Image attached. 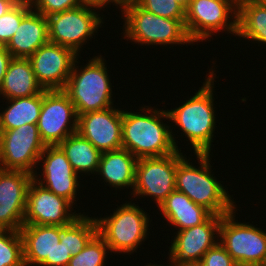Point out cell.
Returning <instances> with one entry per match:
<instances>
[{"mask_svg": "<svg viewBox=\"0 0 266 266\" xmlns=\"http://www.w3.org/2000/svg\"><path fill=\"white\" fill-rule=\"evenodd\" d=\"M58 146L65 153L74 171L80 176L84 173H97L101 152L78 132L66 137ZM83 173V174H82Z\"/></svg>", "mask_w": 266, "mask_h": 266, "instance_id": "25", "label": "cell"}, {"mask_svg": "<svg viewBox=\"0 0 266 266\" xmlns=\"http://www.w3.org/2000/svg\"><path fill=\"white\" fill-rule=\"evenodd\" d=\"M77 132L101 153L122 148V109L115 106L78 115Z\"/></svg>", "mask_w": 266, "mask_h": 266, "instance_id": "18", "label": "cell"}, {"mask_svg": "<svg viewBox=\"0 0 266 266\" xmlns=\"http://www.w3.org/2000/svg\"><path fill=\"white\" fill-rule=\"evenodd\" d=\"M109 247L97 233L77 255L71 256L67 266H106Z\"/></svg>", "mask_w": 266, "mask_h": 266, "instance_id": "29", "label": "cell"}, {"mask_svg": "<svg viewBox=\"0 0 266 266\" xmlns=\"http://www.w3.org/2000/svg\"><path fill=\"white\" fill-rule=\"evenodd\" d=\"M12 58V55L5 48V46H0V86L2 84L5 73L7 72L9 62L12 60Z\"/></svg>", "mask_w": 266, "mask_h": 266, "instance_id": "35", "label": "cell"}, {"mask_svg": "<svg viewBox=\"0 0 266 266\" xmlns=\"http://www.w3.org/2000/svg\"><path fill=\"white\" fill-rule=\"evenodd\" d=\"M147 107V108H146ZM141 112L122 110V148L137 159L161 157L174 153L178 148L173 128L164 124L170 120L167 110L143 105ZM177 142V143H176Z\"/></svg>", "mask_w": 266, "mask_h": 266, "instance_id": "1", "label": "cell"}, {"mask_svg": "<svg viewBox=\"0 0 266 266\" xmlns=\"http://www.w3.org/2000/svg\"><path fill=\"white\" fill-rule=\"evenodd\" d=\"M40 162L43 163L42 166ZM38 166H41L43 172L35 171L33 179L52 193L66 198L73 205L76 204L75 199L81 186L78 180L82 179H79L81 177L74 171L58 145H46L39 157L36 170L39 169Z\"/></svg>", "mask_w": 266, "mask_h": 266, "instance_id": "14", "label": "cell"}, {"mask_svg": "<svg viewBox=\"0 0 266 266\" xmlns=\"http://www.w3.org/2000/svg\"><path fill=\"white\" fill-rule=\"evenodd\" d=\"M137 158L126 149L101 153L96 175L115 190L134 188ZM124 187V188H123Z\"/></svg>", "mask_w": 266, "mask_h": 266, "instance_id": "22", "label": "cell"}, {"mask_svg": "<svg viewBox=\"0 0 266 266\" xmlns=\"http://www.w3.org/2000/svg\"><path fill=\"white\" fill-rule=\"evenodd\" d=\"M31 8L45 17L82 5L83 0H29Z\"/></svg>", "mask_w": 266, "mask_h": 266, "instance_id": "32", "label": "cell"}, {"mask_svg": "<svg viewBox=\"0 0 266 266\" xmlns=\"http://www.w3.org/2000/svg\"><path fill=\"white\" fill-rule=\"evenodd\" d=\"M84 3L100 6L102 9L108 7V0H83Z\"/></svg>", "mask_w": 266, "mask_h": 266, "instance_id": "38", "label": "cell"}, {"mask_svg": "<svg viewBox=\"0 0 266 266\" xmlns=\"http://www.w3.org/2000/svg\"><path fill=\"white\" fill-rule=\"evenodd\" d=\"M221 219L222 216L212 214L200 225L174 232V240L168 247L169 265L165 266L198 264L204 254L219 242Z\"/></svg>", "mask_w": 266, "mask_h": 266, "instance_id": "13", "label": "cell"}, {"mask_svg": "<svg viewBox=\"0 0 266 266\" xmlns=\"http://www.w3.org/2000/svg\"><path fill=\"white\" fill-rule=\"evenodd\" d=\"M32 180L33 175L28 172L0 168V228L20 230Z\"/></svg>", "mask_w": 266, "mask_h": 266, "instance_id": "17", "label": "cell"}, {"mask_svg": "<svg viewBox=\"0 0 266 266\" xmlns=\"http://www.w3.org/2000/svg\"><path fill=\"white\" fill-rule=\"evenodd\" d=\"M158 210L167 224H172L178 231L200 225L212 215L210 211L177 190L168 195Z\"/></svg>", "mask_w": 266, "mask_h": 266, "instance_id": "21", "label": "cell"}, {"mask_svg": "<svg viewBox=\"0 0 266 266\" xmlns=\"http://www.w3.org/2000/svg\"><path fill=\"white\" fill-rule=\"evenodd\" d=\"M197 266H237V264L218 242L204 254Z\"/></svg>", "mask_w": 266, "mask_h": 266, "instance_id": "33", "label": "cell"}, {"mask_svg": "<svg viewBox=\"0 0 266 266\" xmlns=\"http://www.w3.org/2000/svg\"><path fill=\"white\" fill-rule=\"evenodd\" d=\"M43 90L36 80L30 60L12 58L0 86V97L3 96V100L30 97Z\"/></svg>", "mask_w": 266, "mask_h": 266, "instance_id": "23", "label": "cell"}, {"mask_svg": "<svg viewBox=\"0 0 266 266\" xmlns=\"http://www.w3.org/2000/svg\"><path fill=\"white\" fill-rule=\"evenodd\" d=\"M46 145L37 124H23L12 130H0V168L35 173Z\"/></svg>", "mask_w": 266, "mask_h": 266, "instance_id": "11", "label": "cell"}, {"mask_svg": "<svg viewBox=\"0 0 266 266\" xmlns=\"http://www.w3.org/2000/svg\"><path fill=\"white\" fill-rule=\"evenodd\" d=\"M223 215L219 243L237 266H266V231L236 220V211Z\"/></svg>", "mask_w": 266, "mask_h": 266, "instance_id": "9", "label": "cell"}, {"mask_svg": "<svg viewBox=\"0 0 266 266\" xmlns=\"http://www.w3.org/2000/svg\"><path fill=\"white\" fill-rule=\"evenodd\" d=\"M80 215L66 198L52 193L34 179L30 182L24 224L66 226Z\"/></svg>", "mask_w": 266, "mask_h": 266, "instance_id": "15", "label": "cell"}, {"mask_svg": "<svg viewBox=\"0 0 266 266\" xmlns=\"http://www.w3.org/2000/svg\"><path fill=\"white\" fill-rule=\"evenodd\" d=\"M83 213L70 224L61 226L60 241H64L68 254L72 256L79 254L98 233L96 218Z\"/></svg>", "mask_w": 266, "mask_h": 266, "instance_id": "27", "label": "cell"}, {"mask_svg": "<svg viewBox=\"0 0 266 266\" xmlns=\"http://www.w3.org/2000/svg\"><path fill=\"white\" fill-rule=\"evenodd\" d=\"M145 266H164L163 264H152L151 262L150 263H148L147 265H145Z\"/></svg>", "mask_w": 266, "mask_h": 266, "instance_id": "40", "label": "cell"}, {"mask_svg": "<svg viewBox=\"0 0 266 266\" xmlns=\"http://www.w3.org/2000/svg\"><path fill=\"white\" fill-rule=\"evenodd\" d=\"M32 10L30 1L20 0L0 17V46H6L15 34L22 19Z\"/></svg>", "mask_w": 266, "mask_h": 266, "instance_id": "30", "label": "cell"}, {"mask_svg": "<svg viewBox=\"0 0 266 266\" xmlns=\"http://www.w3.org/2000/svg\"><path fill=\"white\" fill-rule=\"evenodd\" d=\"M137 4L157 16L185 19V9L175 0H139Z\"/></svg>", "mask_w": 266, "mask_h": 266, "instance_id": "31", "label": "cell"}, {"mask_svg": "<svg viewBox=\"0 0 266 266\" xmlns=\"http://www.w3.org/2000/svg\"><path fill=\"white\" fill-rule=\"evenodd\" d=\"M98 9L101 11L102 8L83 3L78 7L49 15L47 20L50 43L68 47L78 55L81 54L83 45L93 36L95 39L97 31L104 24V15L99 14Z\"/></svg>", "mask_w": 266, "mask_h": 266, "instance_id": "7", "label": "cell"}, {"mask_svg": "<svg viewBox=\"0 0 266 266\" xmlns=\"http://www.w3.org/2000/svg\"><path fill=\"white\" fill-rule=\"evenodd\" d=\"M139 2V0H108V5L111 3L113 6H117V8H120L121 11L125 9L128 6L135 5Z\"/></svg>", "mask_w": 266, "mask_h": 266, "instance_id": "37", "label": "cell"}, {"mask_svg": "<svg viewBox=\"0 0 266 266\" xmlns=\"http://www.w3.org/2000/svg\"><path fill=\"white\" fill-rule=\"evenodd\" d=\"M78 116L63 90H43L42 108L37 127L45 145H58L77 132Z\"/></svg>", "mask_w": 266, "mask_h": 266, "instance_id": "12", "label": "cell"}, {"mask_svg": "<svg viewBox=\"0 0 266 266\" xmlns=\"http://www.w3.org/2000/svg\"><path fill=\"white\" fill-rule=\"evenodd\" d=\"M0 266H25L20 230L0 228Z\"/></svg>", "mask_w": 266, "mask_h": 266, "instance_id": "28", "label": "cell"}, {"mask_svg": "<svg viewBox=\"0 0 266 266\" xmlns=\"http://www.w3.org/2000/svg\"><path fill=\"white\" fill-rule=\"evenodd\" d=\"M25 266H54V250L60 243L61 226L23 224Z\"/></svg>", "mask_w": 266, "mask_h": 266, "instance_id": "19", "label": "cell"}, {"mask_svg": "<svg viewBox=\"0 0 266 266\" xmlns=\"http://www.w3.org/2000/svg\"><path fill=\"white\" fill-rule=\"evenodd\" d=\"M196 155L198 168L192 165L190 158L183 157L177 164L176 190L187 195L194 203L203 206L214 215L223 216L236 210V203L217 177L213 176L212 154ZM191 163V164H190ZM235 204V205H234Z\"/></svg>", "mask_w": 266, "mask_h": 266, "instance_id": "3", "label": "cell"}, {"mask_svg": "<svg viewBox=\"0 0 266 266\" xmlns=\"http://www.w3.org/2000/svg\"><path fill=\"white\" fill-rule=\"evenodd\" d=\"M20 0H0V17L13 8Z\"/></svg>", "mask_w": 266, "mask_h": 266, "instance_id": "36", "label": "cell"}, {"mask_svg": "<svg viewBox=\"0 0 266 266\" xmlns=\"http://www.w3.org/2000/svg\"><path fill=\"white\" fill-rule=\"evenodd\" d=\"M7 101L5 110H0V130L16 129L23 124H37L42 108V92Z\"/></svg>", "mask_w": 266, "mask_h": 266, "instance_id": "26", "label": "cell"}, {"mask_svg": "<svg viewBox=\"0 0 266 266\" xmlns=\"http://www.w3.org/2000/svg\"><path fill=\"white\" fill-rule=\"evenodd\" d=\"M236 36L266 45V0L238 1Z\"/></svg>", "mask_w": 266, "mask_h": 266, "instance_id": "24", "label": "cell"}, {"mask_svg": "<svg viewBox=\"0 0 266 266\" xmlns=\"http://www.w3.org/2000/svg\"><path fill=\"white\" fill-rule=\"evenodd\" d=\"M116 206L113 214L96 217L98 234L105 240L111 253L130 255L137 252L146 241L151 221L149 214L131 201Z\"/></svg>", "mask_w": 266, "mask_h": 266, "instance_id": "6", "label": "cell"}, {"mask_svg": "<svg viewBox=\"0 0 266 266\" xmlns=\"http://www.w3.org/2000/svg\"><path fill=\"white\" fill-rule=\"evenodd\" d=\"M49 42L47 17L32 9L22 19L5 48L13 58L28 59L41 46Z\"/></svg>", "mask_w": 266, "mask_h": 266, "instance_id": "20", "label": "cell"}, {"mask_svg": "<svg viewBox=\"0 0 266 266\" xmlns=\"http://www.w3.org/2000/svg\"><path fill=\"white\" fill-rule=\"evenodd\" d=\"M186 155L174 153L151 158L137 159L132 197H151L157 207L176 190L175 178L178 162Z\"/></svg>", "mask_w": 266, "mask_h": 266, "instance_id": "10", "label": "cell"}, {"mask_svg": "<svg viewBox=\"0 0 266 266\" xmlns=\"http://www.w3.org/2000/svg\"><path fill=\"white\" fill-rule=\"evenodd\" d=\"M78 57L80 55L74 50L49 42L28 59L32 64L36 80L43 89L63 90Z\"/></svg>", "mask_w": 266, "mask_h": 266, "instance_id": "16", "label": "cell"}, {"mask_svg": "<svg viewBox=\"0 0 266 266\" xmlns=\"http://www.w3.org/2000/svg\"><path fill=\"white\" fill-rule=\"evenodd\" d=\"M71 256L68 254L64 241H60L54 250V266H67Z\"/></svg>", "mask_w": 266, "mask_h": 266, "instance_id": "34", "label": "cell"}, {"mask_svg": "<svg viewBox=\"0 0 266 266\" xmlns=\"http://www.w3.org/2000/svg\"><path fill=\"white\" fill-rule=\"evenodd\" d=\"M78 59L63 89L73 103L77 116L113 107L112 83L104 57L93 56L80 69Z\"/></svg>", "mask_w": 266, "mask_h": 266, "instance_id": "4", "label": "cell"}, {"mask_svg": "<svg viewBox=\"0 0 266 266\" xmlns=\"http://www.w3.org/2000/svg\"><path fill=\"white\" fill-rule=\"evenodd\" d=\"M177 3H179L185 10L189 6L190 0H175Z\"/></svg>", "mask_w": 266, "mask_h": 266, "instance_id": "39", "label": "cell"}, {"mask_svg": "<svg viewBox=\"0 0 266 266\" xmlns=\"http://www.w3.org/2000/svg\"><path fill=\"white\" fill-rule=\"evenodd\" d=\"M237 16V0H190L185 10V27L193 43L211 41L213 34L221 31L236 37Z\"/></svg>", "mask_w": 266, "mask_h": 266, "instance_id": "8", "label": "cell"}, {"mask_svg": "<svg viewBox=\"0 0 266 266\" xmlns=\"http://www.w3.org/2000/svg\"><path fill=\"white\" fill-rule=\"evenodd\" d=\"M211 69V70H210ZM209 69L208 76L203 85L194 93V96L179 107L171 110L167 109L170 121L174 123L179 130L183 131L182 136H186L193 149L194 154H210L211 146L215 132L216 110L214 106V81L216 72L213 68ZM214 106V107H213Z\"/></svg>", "mask_w": 266, "mask_h": 266, "instance_id": "2", "label": "cell"}, {"mask_svg": "<svg viewBox=\"0 0 266 266\" xmlns=\"http://www.w3.org/2000/svg\"><path fill=\"white\" fill-rule=\"evenodd\" d=\"M121 13L123 39L127 38V41L141 46L195 45L187 33L185 19L157 16L138 4L126 7Z\"/></svg>", "mask_w": 266, "mask_h": 266, "instance_id": "5", "label": "cell"}, {"mask_svg": "<svg viewBox=\"0 0 266 266\" xmlns=\"http://www.w3.org/2000/svg\"><path fill=\"white\" fill-rule=\"evenodd\" d=\"M175 266H197V264H194V265H175Z\"/></svg>", "mask_w": 266, "mask_h": 266, "instance_id": "41", "label": "cell"}]
</instances>
